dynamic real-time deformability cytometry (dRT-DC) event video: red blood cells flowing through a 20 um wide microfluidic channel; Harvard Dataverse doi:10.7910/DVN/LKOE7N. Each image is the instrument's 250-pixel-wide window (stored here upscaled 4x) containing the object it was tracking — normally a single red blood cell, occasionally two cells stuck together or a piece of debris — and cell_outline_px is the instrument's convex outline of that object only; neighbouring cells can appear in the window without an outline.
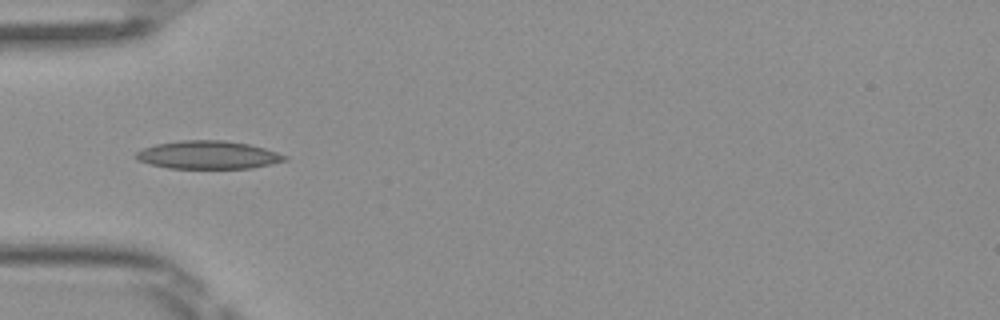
{"species": "Egyptian fruit bat (a non-hibernating species)", "species_latin": "Rousettus aegyptiacus", "temperature_condition": "room temperature", "stored_images_in_passage": 4, "camera_frame_rate_fps": 3000, "um_per_image_px": 0.085, "frame": {"image": 1, "passage_image": 4, "time_ms": 1.0, "image_size_px": [1000, 320], "cell_outline_px": [[288, 160], [272, 164], [252, 168], [168, 168], [148, 164], [136, 160], [136, 152], [144, 148], [156, 144], [184, 140], [224, 140], [248, 144], [264, 148], [288, 156]], "centroid_in_image_um": [17.69, 13.17], "position_along_channel_um": 67.3, "area_um2": 24.33}}